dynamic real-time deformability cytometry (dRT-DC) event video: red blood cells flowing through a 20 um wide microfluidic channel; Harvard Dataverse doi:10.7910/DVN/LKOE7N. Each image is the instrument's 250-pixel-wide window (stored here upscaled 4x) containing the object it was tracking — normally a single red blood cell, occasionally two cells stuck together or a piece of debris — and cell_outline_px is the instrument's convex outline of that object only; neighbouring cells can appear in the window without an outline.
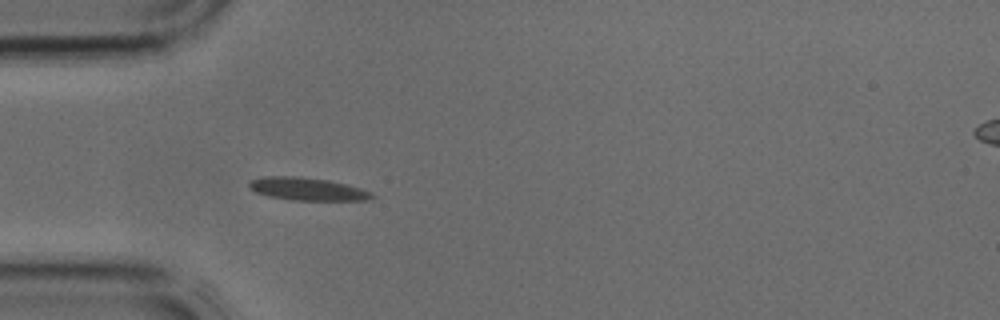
{"species": "common noctule bat (a hibernating species)", "species_latin": "Nyctalus noctula", "temperature_condition": "cold", "stored_images_in_passage": 2, "camera_frame_rate_fps": 3000, "um_per_image_px": 0.085, "animal": {"sex": "male", "body_mass_g": 17.9, "forearm_length_mm": 54.2}, "frame": {"image": 1, "passage_image": 2, "time_ms": 0.333, "image_size_px": [1000, 320], "cell_outline_px": [[376, 196], [368, 200], [292, 200], [268, 196], [256, 192], [248, 184], [252, 180], [264, 176], [300, 176], [328, 180], [360, 188], [372, 192]], "centroid_in_image_um": [26.15, 16.06], "position_along_channel_um": 58.9, "area_um2": 16.18}}